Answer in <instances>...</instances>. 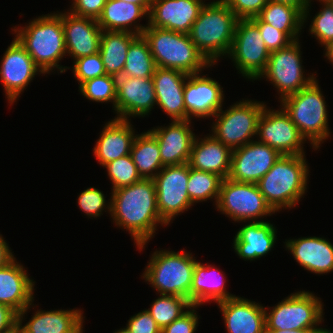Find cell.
I'll return each mask as SVG.
<instances>
[{
	"label": "cell",
	"mask_w": 333,
	"mask_h": 333,
	"mask_svg": "<svg viewBox=\"0 0 333 333\" xmlns=\"http://www.w3.org/2000/svg\"><path fill=\"white\" fill-rule=\"evenodd\" d=\"M324 48V56L327 57V60H329V62L333 65V41L327 44Z\"/></svg>",
	"instance_id": "obj_53"
},
{
	"label": "cell",
	"mask_w": 333,
	"mask_h": 333,
	"mask_svg": "<svg viewBox=\"0 0 333 333\" xmlns=\"http://www.w3.org/2000/svg\"><path fill=\"white\" fill-rule=\"evenodd\" d=\"M273 110L265 105L257 128V141L276 149L281 155H303L305 138L282 107Z\"/></svg>",
	"instance_id": "obj_14"
},
{
	"label": "cell",
	"mask_w": 333,
	"mask_h": 333,
	"mask_svg": "<svg viewBox=\"0 0 333 333\" xmlns=\"http://www.w3.org/2000/svg\"><path fill=\"white\" fill-rule=\"evenodd\" d=\"M203 72L188 75L184 87L186 120L213 117L223 106L224 91L213 78L201 75Z\"/></svg>",
	"instance_id": "obj_18"
},
{
	"label": "cell",
	"mask_w": 333,
	"mask_h": 333,
	"mask_svg": "<svg viewBox=\"0 0 333 333\" xmlns=\"http://www.w3.org/2000/svg\"><path fill=\"white\" fill-rule=\"evenodd\" d=\"M103 167L106 168L108 177L113 185L112 191L132 185L142 179L130 154L110 161Z\"/></svg>",
	"instance_id": "obj_39"
},
{
	"label": "cell",
	"mask_w": 333,
	"mask_h": 333,
	"mask_svg": "<svg viewBox=\"0 0 333 333\" xmlns=\"http://www.w3.org/2000/svg\"><path fill=\"white\" fill-rule=\"evenodd\" d=\"M232 150L211 134L193 140L188 164L191 168L228 178Z\"/></svg>",
	"instance_id": "obj_29"
},
{
	"label": "cell",
	"mask_w": 333,
	"mask_h": 333,
	"mask_svg": "<svg viewBox=\"0 0 333 333\" xmlns=\"http://www.w3.org/2000/svg\"><path fill=\"white\" fill-rule=\"evenodd\" d=\"M110 194V216L113 223L131 234L134 244L141 252L154 237L159 223L161 226L168 225L158 212L154 180L142 178Z\"/></svg>",
	"instance_id": "obj_1"
},
{
	"label": "cell",
	"mask_w": 333,
	"mask_h": 333,
	"mask_svg": "<svg viewBox=\"0 0 333 333\" xmlns=\"http://www.w3.org/2000/svg\"><path fill=\"white\" fill-rule=\"evenodd\" d=\"M141 277L159 295H175L190 301V289L196 257L185 251L156 250Z\"/></svg>",
	"instance_id": "obj_7"
},
{
	"label": "cell",
	"mask_w": 333,
	"mask_h": 333,
	"mask_svg": "<svg viewBox=\"0 0 333 333\" xmlns=\"http://www.w3.org/2000/svg\"><path fill=\"white\" fill-rule=\"evenodd\" d=\"M35 281L30 279L27 270L16 257L5 267L0 268V304L23 312L34 300Z\"/></svg>",
	"instance_id": "obj_25"
},
{
	"label": "cell",
	"mask_w": 333,
	"mask_h": 333,
	"mask_svg": "<svg viewBox=\"0 0 333 333\" xmlns=\"http://www.w3.org/2000/svg\"><path fill=\"white\" fill-rule=\"evenodd\" d=\"M67 55L78 59L99 52L102 29L96 19L62 12Z\"/></svg>",
	"instance_id": "obj_21"
},
{
	"label": "cell",
	"mask_w": 333,
	"mask_h": 333,
	"mask_svg": "<svg viewBox=\"0 0 333 333\" xmlns=\"http://www.w3.org/2000/svg\"><path fill=\"white\" fill-rule=\"evenodd\" d=\"M2 333H21V329L19 324L17 323L13 328L9 329L8 331Z\"/></svg>",
	"instance_id": "obj_54"
},
{
	"label": "cell",
	"mask_w": 333,
	"mask_h": 333,
	"mask_svg": "<svg viewBox=\"0 0 333 333\" xmlns=\"http://www.w3.org/2000/svg\"><path fill=\"white\" fill-rule=\"evenodd\" d=\"M114 333H131L126 327L120 328L119 330L115 331Z\"/></svg>",
	"instance_id": "obj_55"
},
{
	"label": "cell",
	"mask_w": 333,
	"mask_h": 333,
	"mask_svg": "<svg viewBox=\"0 0 333 333\" xmlns=\"http://www.w3.org/2000/svg\"><path fill=\"white\" fill-rule=\"evenodd\" d=\"M222 180L223 178L219 175L196 170L189 166L187 193L190 200L196 204L214 198L212 201L216 205Z\"/></svg>",
	"instance_id": "obj_36"
},
{
	"label": "cell",
	"mask_w": 333,
	"mask_h": 333,
	"mask_svg": "<svg viewBox=\"0 0 333 333\" xmlns=\"http://www.w3.org/2000/svg\"><path fill=\"white\" fill-rule=\"evenodd\" d=\"M269 55L258 27L250 19H238L228 57L241 76L258 80L266 69Z\"/></svg>",
	"instance_id": "obj_12"
},
{
	"label": "cell",
	"mask_w": 333,
	"mask_h": 333,
	"mask_svg": "<svg viewBox=\"0 0 333 333\" xmlns=\"http://www.w3.org/2000/svg\"><path fill=\"white\" fill-rule=\"evenodd\" d=\"M188 74L169 68L157 67L152 77L156 106L165 112L172 121L186 120L184 87Z\"/></svg>",
	"instance_id": "obj_22"
},
{
	"label": "cell",
	"mask_w": 333,
	"mask_h": 333,
	"mask_svg": "<svg viewBox=\"0 0 333 333\" xmlns=\"http://www.w3.org/2000/svg\"><path fill=\"white\" fill-rule=\"evenodd\" d=\"M237 21L234 12L222 0L205 3L201 8L189 36L210 64L215 65L219 58L228 56Z\"/></svg>",
	"instance_id": "obj_4"
},
{
	"label": "cell",
	"mask_w": 333,
	"mask_h": 333,
	"mask_svg": "<svg viewBox=\"0 0 333 333\" xmlns=\"http://www.w3.org/2000/svg\"><path fill=\"white\" fill-rule=\"evenodd\" d=\"M273 2H279L294 7L303 15V24L309 20L310 13L309 7H311V0H268ZM308 18V19H307Z\"/></svg>",
	"instance_id": "obj_49"
},
{
	"label": "cell",
	"mask_w": 333,
	"mask_h": 333,
	"mask_svg": "<svg viewBox=\"0 0 333 333\" xmlns=\"http://www.w3.org/2000/svg\"><path fill=\"white\" fill-rule=\"evenodd\" d=\"M116 85L117 77L105 74L103 76L87 80L78 87L79 92L86 99L98 103L111 102L113 104V110H115Z\"/></svg>",
	"instance_id": "obj_38"
},
{
	"label": "cell",
	"mask_w": 333,
	"mask_h": 333,
	"mask_svg": "<svg viewBox=\"0 0 333 333\" xmlns=\"http://www.w3.org/2000/svg\"><path fill=\"white\" fill-rule=\"evenodd\" d=\"M224 275L225 273L215 265L203 264L198 261L193 271L190 303L201 306L209 301L219 303L236 297V295L227 292Z\"/></svg>",
	"instance_id": "obj_30"
},
{
	"label": "cell",
	"mask_w": 333,
	"mask_h": 333,
	"mask_svg": "<svg viewBox=\"0 0 333 333\" xmlns=\"http://www.w3.org/2000/svg\"><path fill=\"white\" fill-rule=\"evenodd\" d=\"M285 248L304 270L318 275L333 271V244L324 237L289 239Z\"/></svg>",
	"instance_id": "obj_26"
},
{
	"label": "cell",
	"mask_w": 333,
	"mask_h": 333,
	"mask_svg": "<svg viewBox=\"0 0 333 333\" xmlns=\"http://www.w3.org/2000/svg\"><path fill=\"white\" fill-rule=\"evenodd\" d=\"M39 73L44 75L30 54L14 38L0 63V80L10 106L16 102L17 98L21 97V92L30 85L29 83Z\"/></svg>",
	"instance_id": "obj_15"
},
{
	"label": "cell",
	"mask_w": 333,
	"mask_h": 333,
	"mask_svg": "<svg viewBox=\"0 0 333 333\" xmlns=\"http://www.w3.org/2000/svg\"><path fill=\"white\" fill-rule=\"evenodd\" d=\"M33 302L18 314L21 333H83V312L80 309L37 310L31 319L22 324L25 314L33 307ZM24 317V318H23Z\"/></svg>",
	"instance_id": "obj_23"
},
{
	"label": "cell",
	"mask_w": 333,
	"mask_h": 333,
	"mask_svg": "<svg viewBox=\"0 0 333 333\" xmlns=\"http://www.w3.org/2000/svg\"><path fill=\"white\" fill-rule=\"evenodd\" d=\"M198 307L192 305L183 315L163 328L161 333H195L200 318L195 310Z\"/></svg>",
	"instance_id": "obj_45"
},
{
	"label": "cell",
	"mask_w": 333,
	"mask_h": 333,
	"mask_svg": "<svg viewBox=\"0 0 333 333\" xmlns=\"http://www.w3.org/2000/svg\"><path fill=\"white\" fill-rule=\"evenodd\" d=\"M242 100L234 103L225 111L221 108L213 116L216 120L211 125V135L231 150L254 140L260 115L266 105L263 101Z\"/></svg>",
	"instance_id": "obj_9"
},
{
	"label": "cell",
	"mask_w": 333,
	"mask_h": 333,
	"mask_svg": "<svg viewBox=\"0 0 333 333\" xmlns=\"http://www.w3.org/2000/svg\"><path fill=\"white\" fill-rule=\"evenodd\" d=\"M191 306L192 304L187 298L175 295H160L146 310L162 330L183 315Z\"/></svg>",
	"instance_id": "obj_37"
},
{
	"label": "cell",
	"mask_w": 333,
	"mask_h": 333,
	"mask_svg": "<svg viewBox=\"0 0 333 333\" xmlns=\"http://www.w3.org/2000/svg\"><path fill=\"white\" fill-rule=\"evenodd\" d=\"M5 238L0 234V268L8 265L15 257Z\"/></svg>",
	"instance_id": "obj_50"
},
{
	"label": "cell",
	"mask_w": 333,
	"mask_h": 333,
	"mask_svg": "<svg viewBox=\"0 0 333 333\" xmlns=\"http://www.w3.org/2000/svg\"><path fill=\"white\" fill-rule=\"evenodd\" d=\"M18 323V314L10 307L0 304V333L8 331Z\"/></svg>",
	"instance_id": "obj_48"
},
{
	"label": "cell",
	"mask_w": 333,
	"mask_h": 333,
	"mask_svg": "<svg viewBox=\"0 0 333 333\" xmlns=\"http://www.w3.org/2000/svg\"><path fill=\"white\" fill-rule=\"evenodd\" d=\"M216 207L221 214L239 223L264 221V217L275 213L257 184L229 178L222 180Z\"/></svg>",
	"instance_id": "obj_10"
},
{
	"label": "cell",
	"mask_w": 333,
	"mask_h": 333,
	"mask_svg": "<svg viewBox=\"0 0 333 333\" xmlns=\"http://www.w3.org/2000/svg\"><path fill=\"white\" fill-rule=\"evenodd\" d=\"M306 156L281 155L257 185L274 212L294 208L307 192L309 166Z\"/></svg>",
	"instance_id": "obj_3"
},
{
	"label": "cell",
	"mask_w": 333,
	"mask_h": 333,
	"mask_svg": "<svg viewBox=\"0 0 333 333\" xmlns=\"http://www.w3.org/2000/svg\"><path fill=\"white\" fill-rule=\"evenodd\" d=\"M189 164L164 166L153 178L161 218L170 225L173 218L194 206L187 193Z\"/></svg>",
	"instance_id": "obj_13"
},
{
	"label": "cell",
	"mask_w": 333,
	"mask_h": 333,
	"mask_svg": "<svg viewBox=\"0 0 333 333\" xmlns=\"http://www.w3.org/2000/svg\"><path fill=\"white\" fill-rule=\"evenodd\" d=\"M149 19V12L138 4L120 0H107L101 16L97 19L103 31H126L142 35L148 27L137 23L141 18Z\"/></svg>",
	"instance_id": "obj_31"
},
{
	"label": "cell",
	"mask_w": 333,
	"mask_h": 333,
	"mask_svg": "<svg viewBox=\"0 0 333 333\" xmlns=\"http://www.w3.org/2000/svg\"><path fill=\"white\" fill-rule=\"evenodd\" d=\"M105 198L101 190L89 187L79 194L77 204L79 209L83 211L87 217L97 218L100 217L101 214L103 215V211H108L110 214L111 202H108Z\"/></svg>",
	"instance_id": "obj_41"
},
{
	"label": "cell",
	"mask_w": 333,
	"mask_h": 333,
	"mask_svg": "<svg viewBox=\"0 0 333 333\" xmlns=\"http://www.w3.org/2000/svg\"><path fill=\"white\" fill-rule=\"evenodd\" d=\"M228 333H265V307L236 296L217 303Z\"/></svg>",
	"instance_id": "obj_24"
},
{
	"label": "cell",
	"mask_w": 333,
	"mask_h": 333,
	"mask_svg": "<svg viewBox=\"0 0 333 333\" xmlns=\"http://www.w3.org/2000/svg\"><path fill=\"white\" fill-rule=\"evenodd\" d=\"M142 35L149 44L157 67L191 75L213 66L198 51L189 34L148 26Z\"/></svg>",
	"instance_id": "obj_6"
},
{
	"label": "cell",
	"mask_w": 333,
	"mask_h": 333,
	"mask_svg": "<svg viewBox=\"0 0 333 333\" xmlns=\"http://www.w3.org/2000/svg\"><path fill=\"white\" fill-rule=\"evenodd\" d=\"M120 1H126L133 4H138L140 6H143L148 12H150L151 0H120Z\"/></svg>",
	"instance_id": "obj_52"
},
{
	"label": "cell",
	"mask_w": 333,
	"mask_h": 333,
	"mask_svg": "<svg viewBox=\"0 0 333 333\" xmlns=\"http://www.w3.org/2000/svg\"><path fill=\"white\" fill-rule=\"evenodd\" d=\"M275 225L269 221L246 222L235 234L233 248L243 260L255 261L266 256L277 239Z\"/></svg>",
	"instance_id": "obj_28"
},
{
	"label": "cell",
	"mask_w": 333,
	"mask_h": 333,
	"mask_svg": "<svg viewBox=\"0 0 333 333\" xmlns=\"http://www.w3.org/2000/svg\"><path fill=\"white\" fill-rule=\"evenodd\" d=\"M299 42V39L295 40L285 48L271 52L266 69L258 78L259 80L263 77L266 78L277 88L280 101L297 93L316 79V74L312 73L309 76L304 74L306 72L303 70Z\"/></svg>",
	"instance_id": "obj_11"
},
{
	"label": "cell",
	"mask_w": 333,
	"mask_h": 333,
	"mask_svg": "<svg viewBox=\"0 0 333 333\" xmlns=\"http://www.w3.org/2000/svg\"><path fill=\"white\" fill-rule=\"evenodd\" d=\"M70 9L71 14L81 17L98 19L103 11L107 0H72ZM72 8V9H71Z\"/></svg>",
	"instance_id": "obj_47"
},
{
	"label": "cell",
	"mask_w": 333,
	"mask_h": 333,
	"mask_svg": "<svg viewBox=\"0 0 333 333\" xmlns=\"http://www.w3.org/2000/svg\"><path fill=\"white\" fill-rule=\"evenodd\" d=\"M258 17L284 32L292 41L299 39L304 28L303 15L294 7L279 2L268 1Z\"/></svg>",
	"instance_id": "obj_34"
},
{
	"label": "cell",
	"mask_w": 333,
	"mask_h": 333,
	"mask_svg": "<svg viewBox=\"0 0 333 333\" xmlns=\"http://www.w3.org/2000/svg\"><path fill=\"white\" fill-rule=\"evenodd\" d=\"M321 299L309 291H297L285 297L277 305L265 307L266 330H312L322 328L324 307Z\"/></svg>",
	"instance_id": "obj_8"
},
{
	"label": "cell",
	"mask_w": 333,
	"mask_h": 333,
	"mask_svg": "<svg viewBox=\"0 0 333 333\" xmlns=\"http://www.w3.org/2000/svg\"><path fill=\"white\" fill-rule=\"evenodd\" d=\"M205 0H151L148 26L189 34Z\"/></svg>",
	"instance_id": "obj_19"
},
{
	"label": "cell",
	"mask_w": 333,
	"mask_h": 333,
	"mask_svg": "<svg viewBox=\"0 0 333 333\" xmlns=\"http://www.w3.org/2000/svg\"><path fill=\"white\" fill-rule=\"evenodd\" d=\"M115 118L130 120L148 116L156 105L152 77L137 78L120 75L116 85Z\"/></svg>",
	"instance_id": "obj_17"
},
{
	"label": "cell",
	"mask_w": 333,
	"mask_h": 333,
	"mask_svg": "<svg viewBox=\"0 0 333 333\" xmlns=\"http://www.w3.org/2000/svg\"><path fill=\"white\" fill-rule=\"evenodd\" d=\"M130 155L141 178L153 179L164 167L158 142L149 131L136 135Z\"/></svg>",
	"instance_id": "obj_33"
},
{
	"label": "cell",
	"mask_w": 333,
	"mask_h": 333,
	"mask_svg": "<svg viewBox=\"0 0 333 333\" xmlns=\"http://www.w3.org/2000/svg\"><path fill=\"white\" fill-rule=\"evenodd\" d=\"M312 1V0H311ZM318 1V0H317ZM321 1H323V2H333V0H319V2H321Z\"/></svg>",
	"instance_id": "obj_57"
},
{
	"label": "cell",
	"mask_w": 333,
	"mask_h": 333,
	"mask_svg": "<svg viewBox=\"0 0 333 333\" xmlns=\"http://www.w3.org/2000/svg\"><path fill=\"white\" fill-rule=\"evenodd\" d=\"M319 86L316 78L297 93L279 101L300 134L315 150L331 137L325 96Z\"/></svg>",
	"instance_id": "obj_5"
},
{
	"label": "cell",
	"mask_w": 333,
	"mask_h": 333,
	"mask_svg": "<svg viewBox=\"0 0 333 333\" xmlns=\"http://www.w3.org/2000/svg\"><path fill=\"white\" fill-rule=\"evenodd\" d=\"M265 333H314L312 330H266Z\"/></svg>",
	"instance_id": "obj_51"
},
{
	"label": "cell",
	"mask_w": 333,
	"mask_h": 333,
	"mask_svg": "<svg viewBox=\"0 0 333 333\" xmlns=\"http://www.w3.org/2000/svg\"><path fill=\"white\" fill-rule=\"evenodd\" d=\"M320 3L322 10L311 19L309 31L318 43L325 47L333 41V2L321 1Z\"/></svg>",
	"instance_id": "obj_40"
},
{
	"label": "cell",
	"mask_w": 333,
	"mask_h": 333,
	"mask_svg": "<svg viewBox=\"0 0 333 333\" xmlns=\"http://www.w3.org/2000/svg\"><path fill=\"white\" fill-rule=\"evenodd\" d=\"M137 36L126 31H102L99 53L106 74L122 75L128 48Z\"/></svg>",
	"instance_id": "obj_32"
},
{
	"label": "cell",
	"mask_w": 333,
	"mask_h": 333,
	"mask_svg": "<svg viewBox=\"0 0 333 333\" xmlns=\"http://www.w3.org/2000/svg\"><path fill=\"white\" fill-rule=\"evenodd\" d=\"M315 333H333L331 330H328L326 328H322L320 331L315 332Z\"/></svg>",
	"instance_id": "obj_56"
},
{
	"label": "cell",
	"mask_w": 333,
	"mask_h": 333,
	"mask_svg": "<svg viewBox=\"0 0 333 333\" xmlns=\"http://www.w3.org/2000/svg\"><path fill=\"white\" fill-rule=\"evenodd\" d=\"M125 327L131 333H161V329L146 309L131 316Z\"/></svg>",
	"instance_id": "obj_46"
},
{
	"label": "cell",
	"mask_w": 333,
	"mask_h": 333,
	"mask_svg": "<svg viewBox=\"0 0 333 333\" xmlns=\"http://www.w3.org/2000/svg\"><path fill=\"white\" fill-rule=\"evenodd\" d=\"M72 68L74 77L77 79L79 86L87 80L106 74L99 52L75 59Z\"/></svg>",
	"instance_id": "obj_42"
},
{
	"label": "cell",
	"mask_w": 333,
	"mask_h": 333,
	"mask_svg": "<svg viewBox=\"0 0 333 333\" xmlns=\"http://www.w3.org/2000/svg\"><path fill=\"white\" fill-rule=\"evenodd\" d=\"M281 154L269 145L256 140L232 150L228 178L238 182L254 183L272 168Z\"/></svg>",
	"instance_id": "obj_16"
},
{
	"label": "cell",
	"mask_w": 333,
	"mask_h": 333,
	"mask_svg": "<svg viewBox=\"0 0 333 333\" xmlns=\"http://www.w3.org/2000/svg\"><path fill=\"white\" fill-rule=\"evenodd\" d=\"M11 30L44 74H50L56 68L60 73L70 69L59 64L60 60L67 56L62 12L38 16L25 27L19 28L18 25Z\"/></svg>",
	"instance_id": "obj_2"
},
{
	"label": "cell",
	"mask_w": 333,
	"mask_h": 333,
	"mask_svg": "<svg viewBox=\"0 0 333 333\" xmlns=\"http://www.w3.org/2000/svg\"><path fill=\"white\" fill-rule=\"evenodd\" d=\"M238 19H251L261 13L268 0H222Z\"/></svg>",
	"instance_id": "obj_44"
},
{
	"label": "cell",
	"mask_w": 333,
	"mask_h": 333,
	"mask_svg": "<svg viewBox=\"0 0 333 333\" xmlns=\"http://www.w3.org/2000/svg\"><path fill=\"white\" fill-rule=\"evenodd\" d=\"M157 66L150 52L149 44L143 35H138L130 44L123 76L150 78L153 77Z\"/></svg>",
	"instance_id": "obj_35"
},
{
	"label": "cell",
	"mask_w": 333,
	"mask_h": 333,
	"mask_svg": "<svg viewBox=\"0 0 333 333\" xmlns=\"http://www.w3.org/2000/svg\"><path fill=\"white\" fill-rule=\"evenodd\" d=\"M136 135L131 119L114 118L108 121L93 148L94 157L104 166L119 157L129 155Z\"/></svg>",
	"instance_id": "obj_27"
},
{
	"label": "cell",
	"mask_w": 333,
	"mask_h": 333,
	"mask_svg": "<svg viewBox=\"0 0 333 333\" xmlns=\"http://www.w3.org/2000/svg\"><path fill=\"white\" fill-rule=\"evenodd\" d=\"M191 120L171 121L168 126H158L148 131L156 138L164 166L188 163L191 147L196 137Z\"/></svg>",
	"instance_id": "obj_20"
},
{
	"label": "cell",
	"mask_w": 333,
	"mask_h": 333,
	"mask_svg": "<svg viewBox=\"0 0 333 333\" xmlns=\"http://www.w3.org/2000/svg\"><path fill=\"white\" fill-rule=\"evenodd\" d=\"M250 20L258 27L270 53L285 48L293 42L284 32L263 22L258 16L253 17Z\"/></svg>",
	"instance_id": "obj_43"
}]
</instances>
